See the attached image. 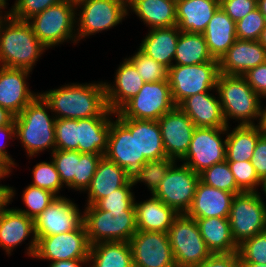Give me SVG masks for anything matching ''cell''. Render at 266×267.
<instances>
[{"label": "cell", "instance_id": "1", "mask_svg": "<svg viewBox=\"0 0 266 267\" xmlns=\"http://www.w3.org/2000/svg\"><path fill=\"white\" fill-rule=\"evenodd\" d=\"M56 119L113 117L106 102L104 82L69 83L60 88L39 92ZM54 112V113H53Z\"/></svg>", "mask_w": 266, "mask_h": 267}, {"label": "cell", "instance_id": "2", "mask_svg": "<svg viewBox=\"0 0 266 267\" xmlns=\"http://www.w3.org/2000/svg\"><path fill=\"white\" fill-rule=\"evenodd\" d=\"M45 50L28 21L4 13L0 19V66L32 71Z\"/></svg>", "mask_w": 266, "mask_h": 267}, {"label": "cell", "instance_id": "3", "mask_svg": "<svg viewBox=\"0 0 266 267\" xmlns=\"http://www.w3.org/2000/svg\"><path fill=\"white\" fill-rule=\"evenodd\" d=\"M49 111V105L38 95L14 118L15 139L20 140L29 158L44 150H55L56 118Z\"/></svg>", "mask_w": 266, "mask_h": 267}, {"label": "cell", "instance_id": "4", "mask_svg": "<svg viewBox=\"0 0 266 267\" xmlns=\"http://www.w3.org/2000/svg\"><path fill=\"white\" fill-rule=\"evenodd\" d=\"M216 90L227 126H231L230 119L237 121V125H256V121L259 124L262 98L250 87L243 75L220 73Z\"/></svg>", "mask_w": 266, "mask_h": 267}, {"label": "cell", "instance_id": "5", "mask_svg": "<svg viewBox=\"0 0 266 267\" xmlns=\"http://www.w3.org/2000/svg\"><path fill=\"white\" fill-rule=\"evenodd\" d=\"M83 223L90 245L101 242H129L137 232L135 210H100L85 205Z\"/></svg>", "mask_w": 266, "mask_h": 267}, {"label": "cell", "instance_id": "6", "mask_svg": "<svg viewBox=\"0 0 266 267\" xmlns=\"http://www.w3.org/2000/svg\"><path fill=\"white\" fill-rule=\"evenodd\" d=\"M37 39L47 48L69 40L77 44L76 5L63 0L28 20Z\"/></svg>", "mask_w": 266, "mask_h": 267}, {"label": "cell", "instance_id": "7", "mask_svg": "<svg viewBox=\"0 0 266 267\" xmlns=\"http://www.w3.org/2000/svg\"><path fill=\"white\" fill-rule=\"evenodd\" d=\"M177 267H193L212 253L204 242L197 222L186 213L178 214L167 232Z\"/></svg>", "mask_w": 266, "mask_h": 267}, {"label": "cell", "instance_id": "8", "mask_svg": "<svg viewBox=\"0 0 266 267\" xmlns=\"http://www.w3.org/2000/svg\"><path fill=\"white\" fill-rule=\"evenodd\" d=\"M126 16H128L127 4L121 0H83L79 2L76 4L77 43L90 35L108 31L122 23V20L127 18Z\"/></svg>", "mask_w": 266, "mask_h": 267}, {"label": "cell", "instance_id": "9", "mask_svg": "<svg viewBox=\"0 0 266 267\" xmlns=\"http://www.w3.org/2000/svg\"><path fill=\"white\" fill-rule=\"evenodd\" d=\"M219 74L216 59L190 66L173 65L168 69V82L175 105L189 96L216 90Z\"/></svg>", "mask_w": 266, "mask_h": 267}, {"label": "cell", "instance_id": "10", "mask_svg": "<svg viewBox=\"0 0 266 267\" xmlns=\"http://www.w3.org/2000/svg\"><path fill=\"white\" fill-rule=\"evenodd\" d=\"M261 192H242L233 198L229 223L237 245L266 230V201Z\"/></svg>", "mask_w": 266, "mask_h": 267}, {"label": "cell", "instance_id": "11", "mask_svg": "<svg viewBox=\"0 0 266 267\" xmlns=\"http://www.w3.org/2000/svg\"><path fill=\"white\" fill-rule=\"evenodd\" d=\"M176 107L168 81L144 83L140 91L118 112L116 118L157 121Z\"/></svg>", "mask_w": 266, "mask_h": 267}, {"label": "cell", "instance_id": "12", "mask_svg": "<svg viewBox=\"0 0 266 267\" xmlns=\"http://www.w3.org/2000/svg\"><path fill=\"white\" fill-rule=\"evenodd\" d=\"M199 180V174L186 164L179 165L176 161L152 195L172 207L178 214L187 213L192 205Z\"/></svg>", "mask_w": 266, "mask_h": 267}, {"label": "cell", "instance_id": "13", "mask_svg": "<svg viewBox=\"0 0 266 267\" xmlns=\"http://www.w3.org/2000/svg\"><path fill=\"white\" fill-rule=\"evenodd\" d=\"M226 128L196 127L189 149L180 161L200 174L216 163L226 160ZM223 138V139H222Z\"/></svg>", "mask_w": 266, "mask_h": 267}, {"label": "cell", "instance_id": "14", "mask_svg": "<svg viewBox=\"0 0 266 267\" xmlns=\"http://www.w3.org/2000/svg\"><path fill=\"white\" fill-rule=\"evenodd\" d=\"M90 243L84 223L74 231L39 237L33 258L57 262L89 259Z\"/></svg>", "mask_w": 266, "mask_h": 267}, {"label": "cell", "instance_id": "15", "mask_svg": "<svg viewBox=\"0 0 266 267\" xmlns=\"http://www.w3.org/2000/svg\"><path fill=\"white\" fill-rule=\"evenodd\" d=\"M129 243L134 267H177L167 233L137 230Z\"/></svg>", "mask_w": 266, "mask_h": 267}, {"label": "cell", "instance_id": "16", "mask_svg": "<svg viewBox=\"0 0 266 267\" xmlns=\"http://www.w3.org/2000/svg\"><path fill=\"white\" fill-rule=\"evenodd\" d=\"M65 196L55 200L34 219L35 235L39 237L74 231L83 224L84 213Z\"/></svg>", "mask_w": 266, "mask_h": 267}, {"label": "cell", "instance_id": "17", "mask_svg": "<svg viewBox=\"0 0 266 267\" xmlns=\"http://www.w3.org/2000/svg\"><path fill=\"white\" fill-rule=\"evenodd\" d=\"M166 157L181 161L190 146L195 124L176 106L157 120Z\"/></svg>", "mask_w": 266, "mask_h": 267}, {"label": "cell", "instance_id": "18", "mask_svg": "<svg viewBox=\"0 0 266 267\" xmlns=\"http://www.w3.org/2000/svg\"><path fill=\"white\" fill-rule=\"evenodd\" d=\"M29 237L31 239L25 254L33 258L37 245L34 219L14 207H6L0 214V247L10 256Z\"/></svg>", "mask_w": 266, "mask_h": 267}, {"label": "cell", "instance_id": "19", "mask_svg": "<svg viewBox=\"0 0 266 267\" xmlns=\"http://www.w3.org/2000/svg\"><path fill=\"white\" fill-rule=\"evenodd\" d=\"M30 72L27 69L0 66V107L14 116L19 115L39 95L29 89L27 80L32 74Z\"/></svg>", "mask_w": 266, "mask_h": 267}, {"label": "cell", "instance_id": "20", "mask_svg": "<svg viewBox=\"0 0 266 267\" xmlns=\"http://www.w3.org/2000/svg\"><path fill=\"white\" fill-rule=\"evenodd\" d=\"M104 156L131 176L147 161L146 158H138L136 132H130L117 118L111 120L108 148Z\"/></svg>", "mask_w": 266, "mask_h": 267}, {"label": "cell", "instance_id": "21", "mask_svg": "<svg viewBox=\"0 0 266 267\" xmlns=\"http://www.w3.org/2000/svg\"><path fill=\"white\" fill-rule=\"evenodd\" d=\"M114 77V84L104 82V86L107 106L116 113L137 95L145 82L128 58L120 63Z\"/></svg>", "mask_w": 266, "mask_h": 267}, {"label": "cell", "instance_id": "22", "mask_svg": "<svg viewBox=\"0 0 266 267\" xmlns=\"http://www.w3.org/2000/svg\"><path fill=\"white\" fill-rule=\"evenodd\" d=\"M218 62L221 74L244 75L249 69L266 62V49L259 41L236 39Z\"/></svg>", "mask_w": 266, "mask_h": 267}, {"label": "cell", "instance_id": "23", "mask_svg": "<svg viewBox=\"0 0 266 267\" xmlns=\"http://www.w3.org/2000/svg\"><path fill=\"white\" fill-rule=\"evenodd\" d=\"M198 93L184 99L178 107L192 120L195 127L227 128L217 90Z\"/></svg>", "mask_w": 266, "mask_h": 267}, {"label": "cell", "instance_id": "24", "mask_svg": "<svg viewBox=\"0 0 266 267\" xmlns=\"http://www.w3.org/2000/svg\"><path fill=\"white\" fill-rule=\"evenodd\" d=\"M235 194L211 187L199 180L187 215L192 218H228Z\"/></svg>", "mask_w": 266, "mask_h": 267}, {"label": "cell", "instance_id": "25", "mask_svg": "<svg viewBox=\"0 0 266 267\" xmlns=\"http://www.w3.org/2000/svg\"><path fill=\"white\" fill-rule=\"evenodd\" d=\"M131 179V175L125 169L106 156H102L90 185L85 191L88 196L86 205H95L114 190L125 186Z\"/></svg>", "mask_w": 266, "mask_h": 267}, {"label": "cell", "instance_id": "26", "mask_svg": "<svg viewBox=\"0 0 266 267\" xmlns=\"http://www.w3.org/2000/svg\"><path fill=\"white\" fill-rule=\"evenodd\" d=\"M220 7V0H176L177 27L181 32L203 33Z\"/></svg>", "mask_w": 266, "mask_h": 267}, {"label": "cell", "instance_id": "27", "mask_svg": "<svg viewBox=\"0 0 266 267\" xmlns=\"http://www.w3.org/2000/svg\"><path fill=\"white\" fill-rule=\"evenodd\" d=\"M137 230L167 233L178 213L151 194L144 201L134 200Z\"/></svg>", "mask_w": 266, "mask_h": 267}, {"label": "cell", "instance_id": "28", "mask_svg": "<svg viewBox=\"0 0 266 267\" xmlns=\"http://www.w3.org/2000/svg\"><path fill=\"white\" fill-rule=\"evenodd\" d=\"M130 132H136L138 158L157 160L166 157L157 121L117 118Z\"/></svg>", "mask_w": 266, "mask_h": 267}, {"label": "cell", "instance_id": "29", "mask_svg": "<svg viewBox=\"0 0 266 267\" xmlns=\"http://www.w3.org/2000/svg\"><path fill=\"white\" fill-rule=\"evenodd\" d=\"M127 10L128 16L134 12L149 29L177 26L176 0H130Z\"/></svg>", "mask_w": 266, "mask_h": 267}, {"label": "cell", "instance_id": "30", "mask_svg": "<svg viewBox=\"0 0 266 267\" xmlns=\"http://www.w3.org/2000/svg\"><path fill=\"white\" fill-rule=\"evenodd\" d=\"M180 30L177 26L150 29L139 49L168 69L173 66Z\"/></svg>", "mask_w": 266, "mask_h": 267}, {"label": "cell", "instance_id": "31", "mask_svg": "<svg viewBox=\"0 0 266 267\" xmlns=\"http://www.w3.org/2000/svg\"><path fill=\"white\" fill-rule=\"evenodd\" d=\"M203 35L210 55L219 61L237 39L236 22L219 7L208 22Z\"/></svg>", "mask_w": 266, "mask_h": 267}, {"label": "cell", "instance_id": "32", "mask_svg": "<svg viewBox=\"0 0 266 267\" xmlns=\"http://www.w3.org/2000/svg\"><path fill=\"white\" fill-rule=\"evenodd\" d=\"M112 117L78 119V151L105 155Z\"/></svg>", "mask_w": 266, "mask_h": 267}, {"label": "cell", "instance_id": "33", "mask_svg": "<svg viewBox=\"0 0 266 267\" xmlns=\"http://www.w3.org/2000/svg\"><path fill=\"white\" fill-rule=\"evenodd\" d=\"M200 234L212 254L233 253L238 251L228 218H194Z\"/></svg>", "mask_w": 266, "mask_h": 267}, {"label": "cell", "instance_id": "34", "mask_svg": "<svg viewBox=\"0 0 266 267\" xmlns=\"http://www.w3.org/2000/svg\"><path fill=\"white\" fill-rule=\"evenodd\" d=\"M226 128V161H249L259 137L264 133L259 125H236Z\"/></svg>", "mask_w": 266, "mask_h": 267}, {"label": "cell", "instance_id": "35", "mask_svg": "<svg viewBox=\"0 0 266 267\" xmlns=\"http://www.w3.org/2000/svg\"><path fill=\"white\" fill-rule=\"evenodd\" d=\"M88 267H134L129 242H101L91 245Z\"/></svg>", "mask_w": 266, "mask_h": 267}, {"label": "cell", "instance_id": "36", "mask_svg": "<svg viewBox=\"0 0 266 267\" xmlns=\"http://www.w3.org/2000/svg\"><path fill=\"white\" fill-rule=\"evenodd\" d=\"M212 60L203 33L180 31L173 65L190 66Z\"/></svg>", "mask_w": 266, "mask_h": 267}, {"label": "cell", "instance_id": "37", "mask_svg": "<svg viewBox=\"0 0 266 267\" xmlns=\"http://www.w3.org/2000/svg\"><path fill=\"white\" fill-rule=\"evenodd\" d=\"M80 153L72 150L55 149L51 158L60 175L61 182L66 188L79 191Z\"/></svg>", "mask_w": 266, "mask_h": 267}, {"label": "cell", "instance_id": "38", "mask_svg": "<svg viewBox=\"0 0 266 267\" xmlns=\"http://www.w3.org/2000/svg\"><path fill=\"white\" fill-rule=\"evenodd\" d=\"M176 161L168 157L157 160H147L141 167L131 176L133 184L142 182L147 186L151 194L159 187L166 173Z\"/></svg>", "mask_w": 266, "mask_h": 267}, {"label": "cell", "instance_id": "39", "mask_svg": "<svg viewBox=\"0 0 266 267\" xmlns=\"http://www.w3.org/2000/svg\"><path fill=\"white\" fill-rule=\"evenodd\" d=\"M199 176L203 183L211 187L231 192L235 195L242 193V191L237 187L234 175L226 160L205 169L199 174Z\"/></svg>", "mask_w": 266, "mask_h": 267}, {"label": "cell", "instance_id": "40", "mask_svg": "<svg viewBox=\"0 0 266 267\" xmlns=\"http://www.w3.org/2000/svg\"><path fill=\"white\" fill-rule=\"evenodd\" d=\"M57 196L52 192L29 184L23 190L22 200L26 209H16L28 217L35 219L38 217Z\"/></svg>", "mask_w": 266, "mask_h": 267}, {"label": "cell", "instance_id": "41", "mask_svg": "<svg viewBox=\"0 0 266 267\" xmlns=\"http://www.w3.org/2000/svg\"><path fill=\"white\" fill-rule=\"evenodd\" d=\"M128 59L134 64L145 83L168 81V68L144 54L139 48Z\"/></svg>", "mask_w": 266, "mask_h": 267}, {"label": "cell", "instance_id": "42", "mask_svg": "<svg viewBox=\"0 0 266 267\" xmlns=\"http://www.w3.org/2000/svg\"><path fill=\"white\" fill-rule=\"evenodd\" d=\"M32 174L31 185L48 190L57 197H61L59 193L64 185L52 159L50 162L37 163L32 169Z\"/></svg>", "mask_w": 266, "mask_h": 267}, {"label": "cell", "instance_id": "43", "mask_svg": "<svg viewBox=\"0 0 266 267\" xmlns=\"http://www.w3.org/2000/svg\"><path fill=\"white\" fill-rule=\"evenodd\" d=\"M234 175L237 187L242 192H258L261 180L256 174L255 168L249 161H227Z\"/></svg>", "mask_w": 266, "mask_h": 267}, {"label": "cell", "instance_id": "44", "mask_svg": "<svg viewBox=\"0 0 266 267\" xmlns=\"http://www.w3.org/2000/svg\"><path fill=\"white\" fill-rule=\"evenodd\" d=\"M132 179L123 187L111 192V194L100 199L95 205L100 210H135L134 207V192Z\"/></svg>", "mask_w": 266, "mask_h": 267}, {"label": "cell", "instance_id": "45", "mask_svg": "<svg viewBox=\"0 0 266 267\" xmlns=\"http://www.w3.org/2000/svg\"><path fill=\"white\" fill-rule=\"evenodd\" d=\"M240 263L266 264V230L238 245Z\"/></svg>", "mask_w": 266, "mask_h": 267}, {"label": "cell", "instance_id": "46", "mask_svg": "<svg viewBox=\"0 0 266 267\" xmlns=\"http://www.w3.org/2000/svg\"><path fill=\"white\" fill-rule=\"evenodd\" d=\"M78 119H56L55 149L78 151Z\"/></svg>", "mask_w": 266, "mask_h": 267}, {"label": "cell", "instance_id": "47", "mask_svg": "<svg viewBox=\"0 0 266 267\" xmlns=\"http://www.w3.org/2000/svg\"><path fill=\"white\" fill-rule=\"evenodd\" d=\"M266 25V18L258 7L236 22V37L240 40L258 41Z\"/></svg>", "mask_w": 266, "mask_h": 267}, {"label": "cell", "instance_id": "48", "mask_svg": "<svg viewBox=\"0 0 266 267\" xmlns=\"http://www.w3.org/2000/svg\"><path fill=\"white\" fill-rule=\"evenodd\" d=\"M63 0H16L11 10L7 11L13 18L28 21L45 9L62 2Z\"/></svg>", "mask_w": 266, "mask_h": 267}, {"label": "cell", "instance_id": "49", "mask_svg": "<svg viewBox=\"0 0 266 267\" xmlns=\"http://www.w3.org/2000/svg\"><path fill=\"white\" fill-rule=\"evenodd\" d=\"M104 155L82 153L80 155L79 192H85L93 178L97 165Z\"/></svg>", "mask_w": 266, "mask_h": 267}, {"label": "cell", "instance_id": "50", "mask_svg": "<svg viewBox=\"0 0 266 267\" xmlns=\"http://www.w3.org/2000/svg\"><path fill=\"white\" fill-rule=\"evenodd\" d=\"M220 7L237 22L257 7V0H220Z\"/></svg>", "mask_w": 266, "mask_h": 267}, {"label": "cell", "instance_id": "51", "mask_svg": "<svg viewBox=\"0 0 266 267\" xmlns=\"http://www.w3.org/2000/svg\"><path fill=\"white\" fill-rule=\"evenodd\" d=\"M250 87L261 97L266 98V62L249 69L243 75Z\"/></svg>", "mask_w": 266, "mask_h": 267}, {"label": "cell", "instance_id": "52", "mask_svg": "<svg viewBox=\"0 0 266 267\" xmlns=\"http://www.w3.org/2000/svg\"><path fill=\"white\" fill-rule=\"evenodd\" d=\"M193 267H240V258L238 252L216 253Z\"/></svg>", "mask_w": 266, "mask_h": 267}, {"label": "cell", "instance_id": "53", "mask_svg": "<svg viewBox=\"0 0 266 267\" xmlns=\"http://www.w3.org/2000/svg\"><path fill=\"white\" fill-rule=\"evenodd\" d=\"M251 163L256 174L261 181L266 179V133L264 132L258 139L251 158Z\"/></svg>", "mask_w": 266, "mask_h": 267}, {"label": "cell", "instance_id": "54", "mask_svg": "<svg viewBox=\"0 0 266 267\" xmlns=\"http://www.w3.org/2000/svg\"><path fill=\"white\" fill-rule=\"evenodd\" d=\"M1 136L2 137L5 136L7 140L8 139L13 140V141L16 140L15 139V123L13 122L10 125L0 126V138L3 139ZM2 143L0 142V159L9 162L16 168L17 163L15 162V160H13L11 155L8 154L7 150L5 149L7 145L6 144L2 145Z\"/></svg>", "mask_w": 266, "mask_h": 267}, {"label": "cell", "instance_id": "55", "mask_svg": "<svg viewBox=\"0 0 266 267\" xmlns=\"http://www.w3.org/2000/svg\"><path fill=\"white\" fill-rule=\"evenodd\" d=\"M12 168H15L12 164H10L5 160L0 159V180H4L5 177H9V175H11V172L13 170ZM0 190H12L10 202L13 201L12 199L15 198V195L17 194L15 193L16 192L15 188L9 185L7 186L0 184Z\"/></svg>", "mask_w": 266, "mask_h": 267}, {"label": "cell", "instance_id": "56", "mask_svg": "<svg viewBox=\"0 0 266 267\" xmlns=\"http://www.w3.org/2000/svg\"><path fill=\"white\" fill-rule=\"evenodd\" d=\"M84 264L88 265V259H78V260H61L57 262H52L48 267H82ZM86 265V267H87Z\"/></svg>", "mask_w": 266, "mask_h": 267}, {"label": "cell", "instance_id": "57", "mask_svg": "<svg viewBox=\"0 0 266 267\" xmlns=\"http://www.w3.org/2000/svg\"><path fill=\"white\" fill-rule=\"evenodd\" d=\"M15 116L7 109L0 107V126L10 125L14 122Z\"/></svg>", "mask_w": 266, "mask_h": 267}, {"label": "cell", "instance_id": "58", "mask_svg": "<svg viewBox=\"0 0 266 267\" xmlns=\"http://www.w3.org/2000/svg\"><path fill=\"white\" fill-rule=\"evenodd\" d=\"M11 195H12V190H0V214L9 204H11L10 202Z\"/></svg>", "mask_w": 266, "mask_h": 267}, {"label": "cell", "instance_id": "59", "mask_svg": "<svg viewBox=\"0 0 266 267\" xmlns=\"http://www.w3.org/2000/svg\"><path fill=\"white\" fill-rule=\"evenodd\" d=\"M258 125L266 133V106L263 107V104H261V117Z\"/></svg>", "mask_w": 266, "mask_h": 267}, {"label": "cell", "instance_id": "60", "mask_svg": "<svg viewBox=\"0 0 266 267\" xmlns=\"http://www.w3.org/2000/svg\"><path fill=\"white\" fill-rule=\"evenodd\" d=\"M257 7L266 18V0H257Z\"/></svg>", "mask_w": 266, "mask_h": 267}, {"label": "cell", "instance_id": "61", "mask_svg": "<svg viewBox=\"0 0 266 267\" xmlns=\"http://www.w3.org/2000/svg\"><path fill=\"white\" fill-rule=\"evenodd\" d=\"M258 41L266 49V25L264 26Z\"/></svg>", "mask_w": 266, "mask_h": 267}, {"label": "cell", "instance_id": "62", "mask_svg": "<svg viewBox=\"0 0 266 267\" xmlns=\"http://www.w3.org/2000/svg\"><path fill=\"white\" fill-rule=\"evenodd\" d=\"M240 267H266V264H259V263H240Z\"/></svg>", "mask_w": 266, "mask_h": 267}, {"label": "cell", "instance_id": "63", "mask_svg": "<svg viewBox=\"0 0 266 267\" xmlns=\"http://www.w3.org/2000/svg\"><path fill=\"white\" fill-rule=\"evenodd\" d=\"M260 187H262L260 191L261 192L263 191L262 194H264L265 199H266V179L261 182V186Z\"/></svg>", "mask_w": 266, "mask_h": 267}, {"label": "cell", "instance_id": "64", "mask_svg": "<svg viewBox=\"0 0 266 267\" xmlns=\"http://www.w3.org/2000/svg\"><path fill=\"white\" fill-rule=\"evenodd\" d=\"M5 9H7V8H0V19L3 17V12L4 13H6L7 11H3V10H5Z\"/></svg>", "mask_w": 266, "mask_h": 267}, {"label": "cell", "instance_id": "65", "mask_svg": "<svg viewBox=\"0 0 266 267\" xmlns=\"http://www.w3.org/2000/svg\"><path fill=\"white\" fill-rule=\"evenodd\" d=\"M8 6L2 1L0 0V8H7Z\"/></svg>", "mask_w": 266, "mask_h": 267}, {"label": "cell", "instance_id": "66", "mask_svg": "<svg viewBox=\"0 0 266 267\" xmlns=\"http://www.w3.org/2000/svg\"><path fill=\"white\" fill-rule=\"evenodd\" d=\"M68 1L76 5L83 0H68Z\"/></svg>", "mask_w": 266, "mask_h": 267}, {"label": "cell", "instance_id": "67", "mask_svg": "<svg viewBox=\"0 0 266 267\" xmlns=\"http://www.w3.org/2000/svg\"><path fill=\"white\" fill-rule=\"evenodd\" d=\"M123 1L124 3H126L127 5L129 4L130 0H121Z\"/></svg>", "mask_w": 266, "mask_h": 267}, {"label": "cell", "instance_id": "68", "mask_svg": "<svg viewBox=\"0 0 266 267\" xmlns=\"http://www.w3.org/2000/svg\"><path fill=\"white\" fill-rule=\"evenodd\" d=\"M6 5H8L9 3H7L8 0H2Z\"/></svg>", "mask_w": 266, "mask_h": 267}]
</instances>
